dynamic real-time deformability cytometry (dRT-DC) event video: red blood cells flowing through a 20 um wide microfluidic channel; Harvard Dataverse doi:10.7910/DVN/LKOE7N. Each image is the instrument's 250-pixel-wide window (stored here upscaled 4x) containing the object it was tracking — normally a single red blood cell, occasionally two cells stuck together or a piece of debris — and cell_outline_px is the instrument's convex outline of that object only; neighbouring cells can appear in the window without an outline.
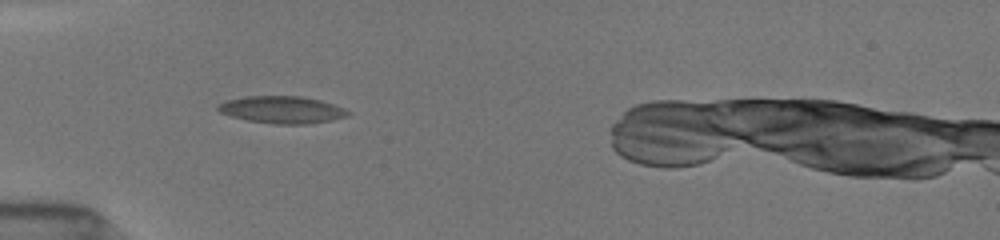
{"species": "common noctule bat (a hibernating species)", "species_latin": "Nyctalus noctula", "temperature_condition": "room temperature", "stored_images_in_passage": 20, "camera_frame_rate_fps": 3000, "um_per_image_px": 0.085, "animal": {"sex": "female", "body_mass_g": 19.5, "forearm_length_mm": 54.1}, "frame": {"image": 1, "passage_image": 19, "time_ms": 5.667, "image_size_px": [1000, 240], "cell_outline_px": [[352, 112], [348, 116], [332, 120], [308, 124], [272, 124], [248, 120], [232, 116], [220, 112], [216, 108], [220, 104], [228, 100], [244, 96], [300, 96], [320, 100], [344, 108]], "centroid_in_image_um": [24.01, 9.33], "position_along_channel_um": 61.0, "area_um2": 20.52}}